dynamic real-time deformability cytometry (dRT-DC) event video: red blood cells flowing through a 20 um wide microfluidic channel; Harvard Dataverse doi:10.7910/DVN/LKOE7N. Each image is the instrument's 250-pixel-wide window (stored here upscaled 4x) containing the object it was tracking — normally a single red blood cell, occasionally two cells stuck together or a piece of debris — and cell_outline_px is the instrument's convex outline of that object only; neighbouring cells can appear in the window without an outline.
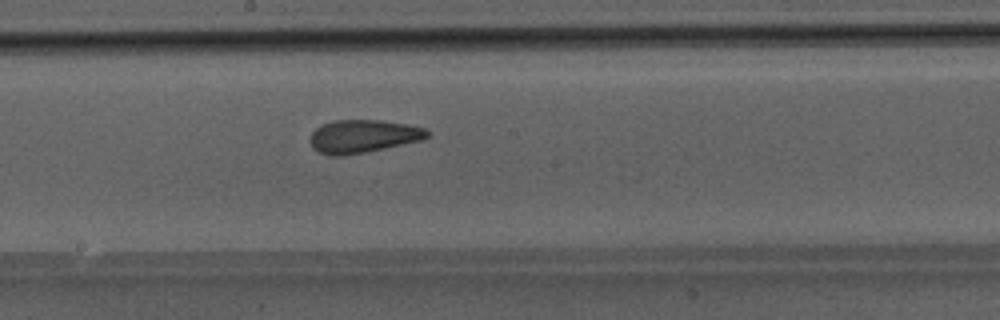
{"species": "Egyptian fruit bat (a non-hibernating species)", "species_latin": "Rousettus aegyptiacus", "temperature_condition": "room temperature", "stored_images_in_passage": 31, "camera_frame_rate_fps": 3000, "um_per_image_px": 0.085, "animal": {"sex": "male"}, "frame": {"image": 1, "passage_image": 18, "time_ms": 5.667, "image_size_px": [1000, 320], "cell_outline_px": [[432, 132], [428, 136], [420, 140], [384, 148], [344, 156], [332, 156], [320, 152], [312, 148], [312, 132], [316, 128], [332, 120], [380, 120], [408, 124], [424, 128]], "centroid_in_image_um": [30.87, 11.57], "position_along_channel_um": 217.3, "area_um2": 22.31}}